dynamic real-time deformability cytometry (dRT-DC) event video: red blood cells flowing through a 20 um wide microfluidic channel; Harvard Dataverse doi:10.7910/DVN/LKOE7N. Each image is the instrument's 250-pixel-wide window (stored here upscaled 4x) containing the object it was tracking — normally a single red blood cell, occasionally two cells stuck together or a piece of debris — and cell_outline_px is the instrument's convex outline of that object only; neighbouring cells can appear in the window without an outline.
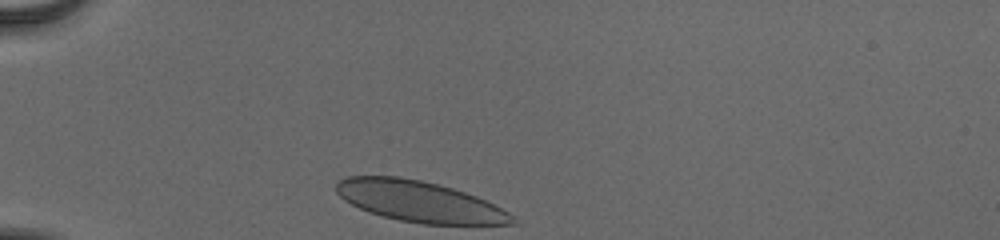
{"species": "human", "species_latin": "Homo sapiens", "temperature_condition": "cold", "stored_images_in_passage": 31, "camera_frame_rate_fps": 3000, "um_per_image_px": 0.085, "donor": {"sex": "male"}, "frame": {"image": 1, "passage_image": 1, "time_ms": 0.0, "image_size_px": [1000, 240], "cell_outline_px": [[520, 224], [424, 224], [400, 220], [368, 212], [344, 200], [336, 192], [336, 184], [340, 180], [348, 176], [400, 176], [420, 180], [452, 188], [476, 196], [508, 212]], "centroid_in_image_um": [35.63, 17.12], "position_along_channel_um": 49.4, "area_um2": 41.56}}
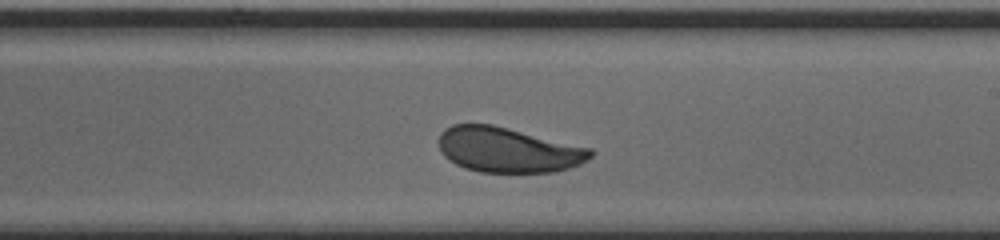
{"frame": {"image": 2, "passage_image": 19, "time_ms": 6.0, "image_size_px": [1000, 240], "cell_outline_px": [[596, 152], [592, 156], [580, 164], [556, 172], [480, 172], [464, 168], [456, 164], [444, 156], [440, 148], [440, 132], [444, 128], [452, 124], [492, 124], [592, 148]], "centroid_in_image_um": [43.2, 12.74], "position_along_channel_um": 245.8, "area_um2": 39.94}}
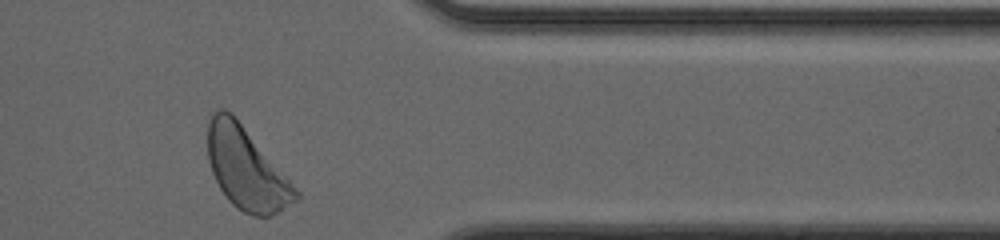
{"frame": {"image": 3, "passage_image": 31, "time_ms": 10.0, "image_size_px": [1000, 240], "cell_outline_px": [[300, 200], [268, 216], [252, 216], [236, 208], [228, 200], [220, 188], [212, 172], [208, 160], [208, 120], [212, 112], [220, 108], [224, 108], [232, 112], [300, 192]], "centroid_in_image_um": [20.93, 14.31], "position_along_channel_um": 390.5, "area_um2": 41.91}, "authors_computed_cell_mechanics": {"area_um2": 40.6334, "velocity_mm_per_s": 3.8428, "shape_relaxation_time_tau1_ms": 2.4678, "shape_relaxation_time_tau2_ms": null, "deformation_change_tau1": 0.0955, "deformation_change_tau2": null}}